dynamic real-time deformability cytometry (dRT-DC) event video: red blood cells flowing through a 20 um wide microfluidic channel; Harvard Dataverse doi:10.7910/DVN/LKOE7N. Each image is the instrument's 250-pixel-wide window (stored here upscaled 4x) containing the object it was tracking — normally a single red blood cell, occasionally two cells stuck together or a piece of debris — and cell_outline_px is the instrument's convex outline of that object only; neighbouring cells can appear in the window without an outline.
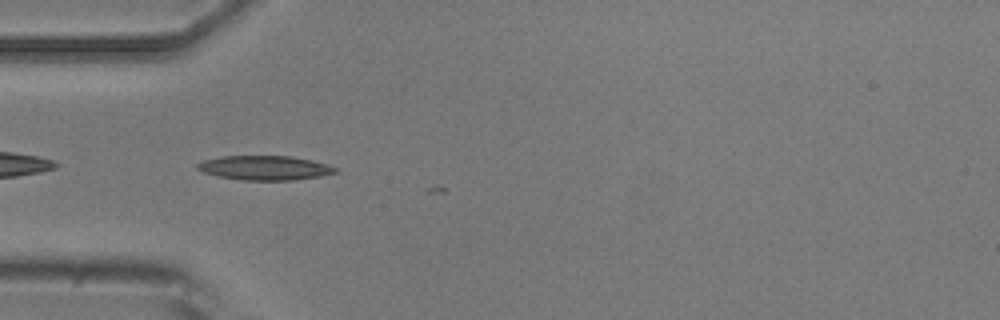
{"species": "common noctule bat (a hibernating species)", "species_latin": "Nyctalus noctula", "temperature_condition": "room temperature", "stored_images_in_passage": 2, "camera_frame_rate_fps": 3000, "um_per_image_px": 0.085, "animal": {"sex": "male", "body_mass_g": 20.5, "forearm_length_mm": 52.5}, "frame": {"image": 1, "passage_image": 1, "time_ms": 0.0, "image_size_px": [1000, 320], "cell_outline_px": [[340, 172], [320, 176], [292, 180], [244, 180], [220, 176], [204, 172], [196, 168], [196, 164], [204, 160], [220, 156], [292, 156], [328, 164], [340, 168]], "centroid_in_image_um": [22.57, 14.26], "position_along_channel_um": 62.4, "area_um2": 19.59}}
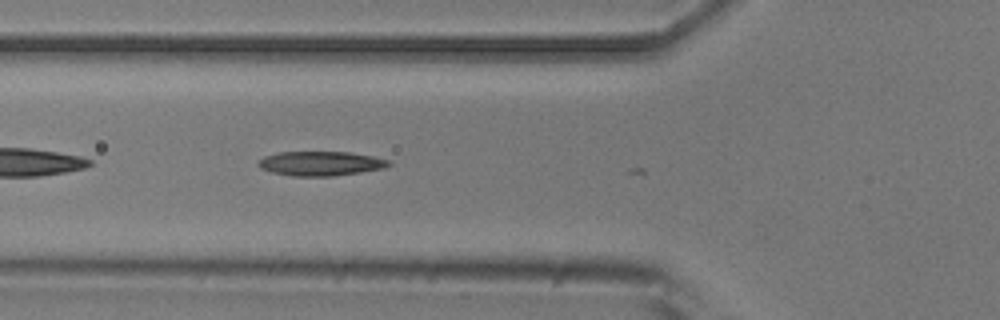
{"frame": {"image": 2, "passage_image": 2, "time_ms": 1.0, "image_size_px": [1000, 320], "cell_outline_px": [[392, 164], [384, 168], [360, 172], [332, 176], [292, 176], [272, 172], [260, 168], [256, 164], [264, 156], [280, 152], [348, 152], [372, 156], [388, 160]], "centroid_in_image_um": [27.23, 13.9], "position_along_channel_um": 98.6, "area_um2": 18.44}}